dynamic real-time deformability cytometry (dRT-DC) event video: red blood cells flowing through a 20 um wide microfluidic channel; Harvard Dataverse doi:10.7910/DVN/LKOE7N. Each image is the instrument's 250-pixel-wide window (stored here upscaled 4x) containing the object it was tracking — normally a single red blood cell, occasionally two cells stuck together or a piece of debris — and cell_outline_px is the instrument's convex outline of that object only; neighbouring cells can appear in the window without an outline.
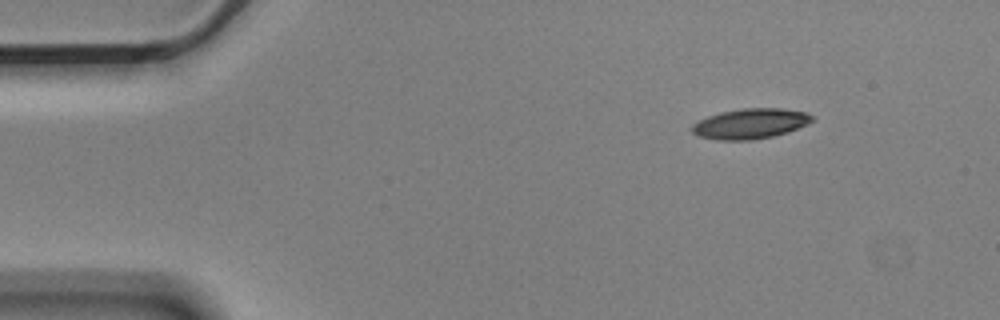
{"species": "Egyptian fruit bat (a non-hibernating species)", "species_latin": "Rousettus aegyptiacus", "temperature_condition": "cold", "stored_images_in_passage": 4, "camera_frame_rate_fps": 3000, "um_per_image_px": 0.085, "animal": {"sex": "male"}, "frame": {"image": 1, "passage_image": 1, "time_ms": 0.0, "image_size_px": [1000, 320], "cell_outline_px": [[812, 120], [808, 124], [788, 132], [772, 136], [752, 140], [716, 140], [700, 136], [692, 132], [692, 124], [708, 116], [720, 112], [744, 108], [780, 108], [804, 112], [812, 116]], "centroid_in_image_um": [63.76, 10.51], "position_along_channel_um": 21.2, "area_um2": 20.98}}
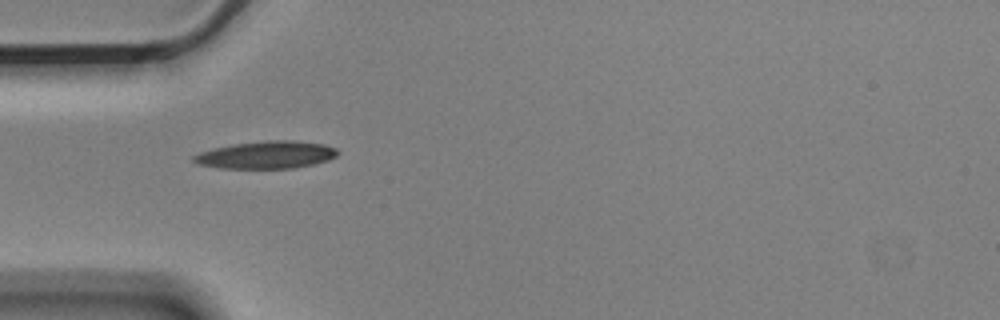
{"frame": {"image": 2, "passage_image": 3, "time_ms": 0.667, "image_size_px": [1000, 320], "cell_outline_px": [[336, 156], [328, 160], [296, 168], [220, 168], [196, 164], [192, 160], [192, 156], [200, 152], [212, 148], [232, 144], [268, 140], [292, 140], [324, 144], [336, 148]], "centroid_in_image_um": [22.59, 13.16], "position_along_channel_um": 62.4, "area_um2": 23.06}}
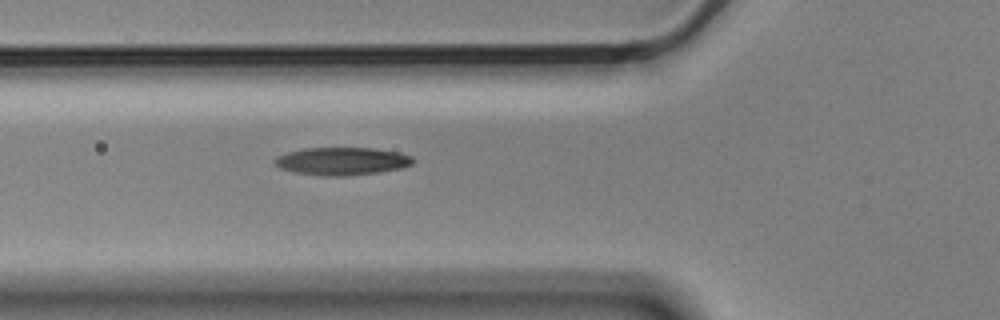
{"frame": {"image": 3, "passage_image": 4, "time_ms": 1.0, "image_size_px": [1000, 320], "cell_outline_px": [[412, 164], [400, 168], [380, 172], [348, 176], [324, 176], [296, 172], [280, 168], [272, 160], [276, 156], [288, 152], [304, 148], [372, 148], [400, 152], [412, 156]], "centroid_in_image_um": [29.06, 13.7], "position_along_channel_um": 96.7, "area_um2": 22.37}}